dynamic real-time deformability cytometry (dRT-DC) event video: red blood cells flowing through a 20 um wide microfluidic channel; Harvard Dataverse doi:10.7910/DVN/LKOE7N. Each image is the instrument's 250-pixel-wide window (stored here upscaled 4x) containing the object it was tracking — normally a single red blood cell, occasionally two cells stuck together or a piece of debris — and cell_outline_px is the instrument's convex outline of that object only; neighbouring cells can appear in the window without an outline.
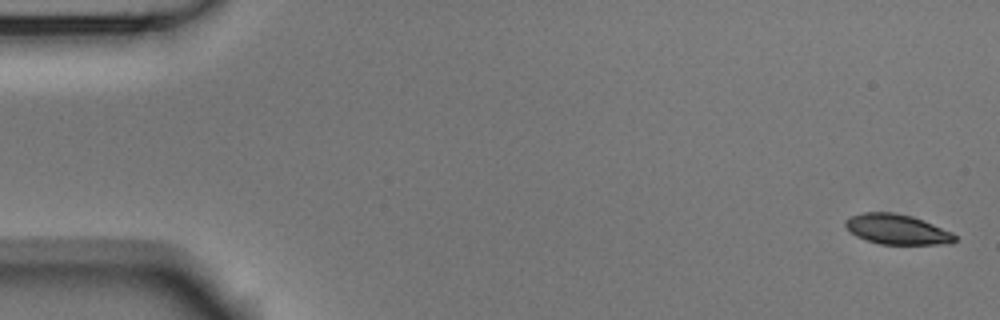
{"species": "Egyptian fruit bat (a non-hibernating species)", "species_latin": "Rousettus aegyptiacus", "temperature_condition": "room temperature", "stored_images_in_passage": 5, "camera_frame_rate_fps": 3000, "um_per_image_px": 0.085, "animal": {"sex": "male"}, "frame": {"image": 1, "passage_image": 1, "time_ms": 0.0, "image_size_px": [1000, 320], "cell_outline_px": [[956, 240], [952, 244], [880, 244], [856, 236], [844, 224], [844, 220], [852, 216], [864, 212], [892, 212], [912, 216], [924, 220], [952, 232], [956, 236]], "centroid_in_image_um": [76.28, 19.49], "position_along_channel_um": 8.7, "area_um2": 19.13}}
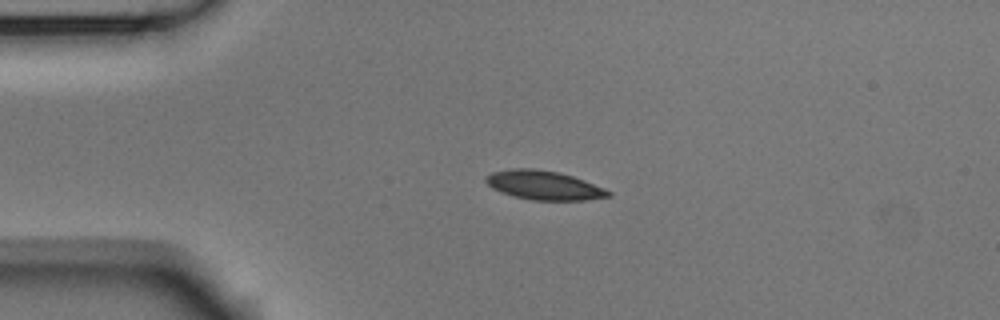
{"frame": {"image": 2, "passage_image": 4, "time_ms": 1.0, "image_size_px": [1000, 320], "cell_outline_px": [[612, 196], [584, 200], [532, 200], [512, 196], [500, 192], [492, 188], [484, 180], [484, 176], [492, 172], [512, 168], [532, 168], [560, 172], [584, 180], [604, 188], [612, 192]], "centroid_in_image_um": [46.2, 15.74], "position_along_channel_um": 38.8, "area_um2": 20.87}}